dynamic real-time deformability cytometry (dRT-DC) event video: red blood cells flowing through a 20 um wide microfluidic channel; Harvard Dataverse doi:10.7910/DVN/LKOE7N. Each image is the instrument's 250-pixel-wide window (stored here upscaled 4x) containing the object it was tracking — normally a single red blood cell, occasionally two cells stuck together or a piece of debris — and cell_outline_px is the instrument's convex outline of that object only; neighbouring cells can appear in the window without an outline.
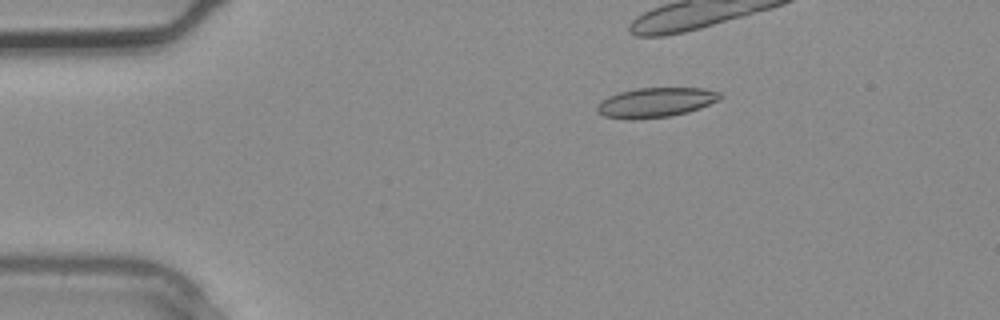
{"species": "common noctule bat (a hibernating species)", "species_latin": "Nyctalus noctula", "temperature_condition": "warm", "stored_images_in_passage": 4, "camera_frame_rate_fps": 3000, "um_per_image_px": 0.085, "animal": {"sex": "male", "body_mass_g": 20.4}, "frame": {"image": 1, "passage_image": 2, "time_ms": 0.333, "image_size_px": [1000, 320], "cell_outline_px": [[724, 96], [720, 100], [700, 108], [688, 112], [672, 116], [632, 120], [604, 116], [596, 112], [596, 108], [608, 96], [620, 92], [636, 88], [704, 88], [720, 92]], "centroid_in_image_um": [55.78, 8.71], "position_along_channel_um": 29.2, "area_um2": 21.39}}